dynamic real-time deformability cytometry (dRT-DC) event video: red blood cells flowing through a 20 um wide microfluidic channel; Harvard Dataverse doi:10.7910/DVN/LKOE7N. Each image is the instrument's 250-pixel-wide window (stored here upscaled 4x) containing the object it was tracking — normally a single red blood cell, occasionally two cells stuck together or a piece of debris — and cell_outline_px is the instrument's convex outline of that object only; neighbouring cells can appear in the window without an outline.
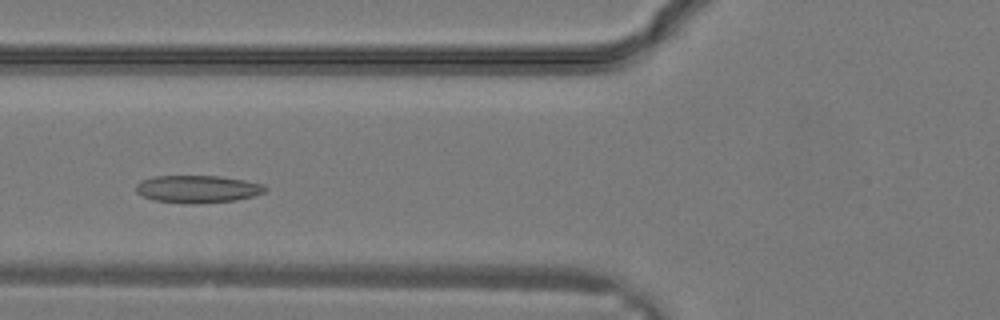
{"species": "common noctule bat (a hibernating species)", "species_latin": "Nyctalus noctula", "temperature_condition": "warm", "stored_images_in_passage": 12, "camera_frame_rate_fps": 3000, "um_per_image_px": 0.085, "animal": {"sex": "male", "body_mass_g": 19.2, "forearm_length_mm": 51.8}, "frame": {"image": 1, "passage_image": 3, "time_ms": 0.667, "image_size_px": [1000, 320], "cell_outline_px": [[268, 188], [264, 192], [252, 196], [236, 200], [192, 204], [180, 204], [156, 200], [144, 196], [136, 192], [136, 184], [140, 180], [156, 176], [220, 176], [244, 180], [264, 184]], "centroid_in_image_um": [16.79, 16.07], "position_along_channel_um": 109.0, "area_um2": 20.75}}
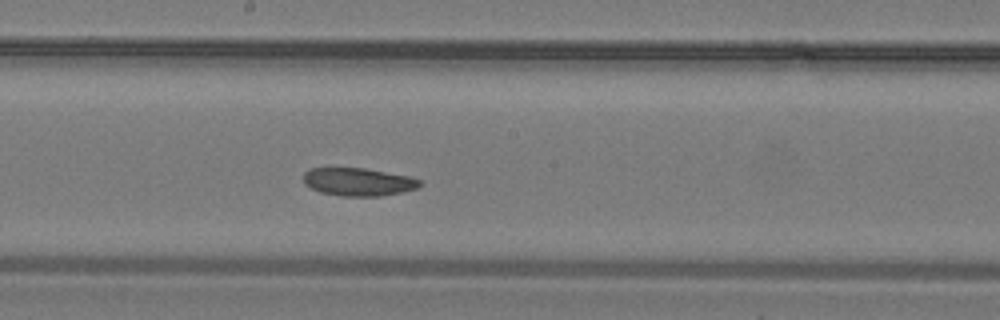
{"frame": {"image": 2, "passage_image": 8, "time_ms": 2.333, "image_size_px": [1000, 320], "cell_outline_px": [[420, 184], [416, 188], [400, 192], [380, 196], [344, 196], [320, 192], [304, 184], [304, 172], [308, 168], [364, 168], [412, 176], [420, 180]], "centroid_in_image_um": [30.44, 15.45], "position_along_channel_um": 217.8, "area_um2": 18.9}}
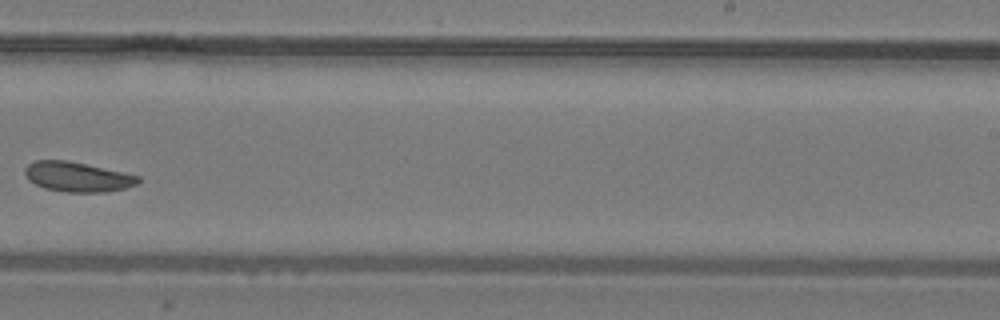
{"frame": {"image": 3, "passage_image": 11, "time_ms": 3.333, "image_size_px": [1000, 320], "cell_outline_px": [[140, 180], [136, 184], [128, 188], [108, 192], [64, 192], [44, 188], [28, 180], [24, 172], [24, 168], [28, 164], [36, 160], [68, 160], [140, 176]], "centroid_in_image_um": [6.57, 15.04], "position_along_channel_um": 282.4, "area_um2": 19.77}}